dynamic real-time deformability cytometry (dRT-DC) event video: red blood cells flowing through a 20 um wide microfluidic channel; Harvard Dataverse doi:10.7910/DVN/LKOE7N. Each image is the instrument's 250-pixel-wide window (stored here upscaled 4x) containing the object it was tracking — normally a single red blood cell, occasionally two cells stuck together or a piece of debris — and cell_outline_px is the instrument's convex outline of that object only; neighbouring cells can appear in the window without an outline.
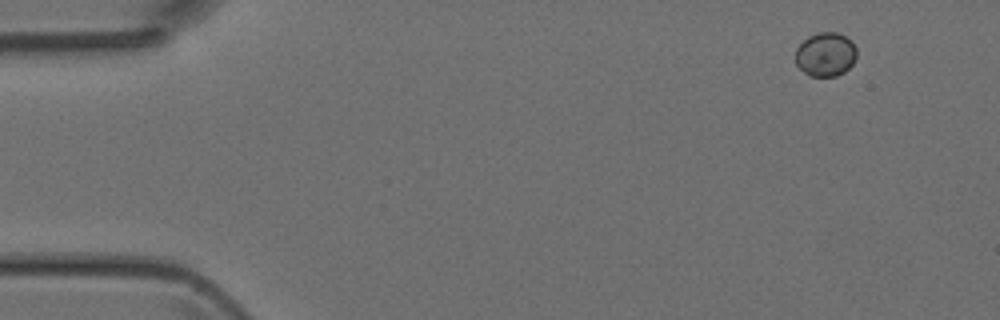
{"species": "Egyptian fruit bat (a non-hibernating species)", "species_latin": "Rousettus aegyptiacus", "temperature_condition": "room temperature", "stored_images_in_passage": 41, "camera_frame_rate_fps": 3000, "um_per_image_px": 0.085, "animal": {"sex": "female"}, "frame": {"image": 1, "passage_image": 1, "time_ms": 0.0, "image_size_px": [1000, 320], "cell_outline_px": [[856, 56], [852, 64], [844, 72], [836, 76], [808, 76], [796, 64], [796, 48], [808, 36], [820, 32], [836, 32], [852, 40], [856, 48]], "centroid_in_image_um": [70.17, 4.62], "position_along_channel_um": 14.8, "area_um2": 15.66}}
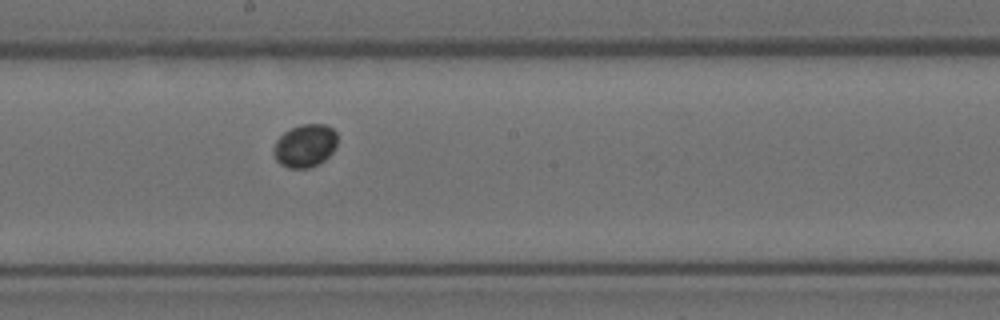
{"frame": {"image": 2, "passage_image": 23, "time_ms": 7.333, "image_size_px": [1000, 320], "cell_outline_px": [[336, 144], [332, 152], [324, 160], [308, 168], [288, 168], [280, 164], [276, 160], [272, 152], [276, 140], [284, 132], [300, 124], [324, 124], [332, 128], [336, 132]], "centroid_in_image_um": [25.9, 12.38], "position_along_channel_um": 222.3, "area_um2": 15.9}}
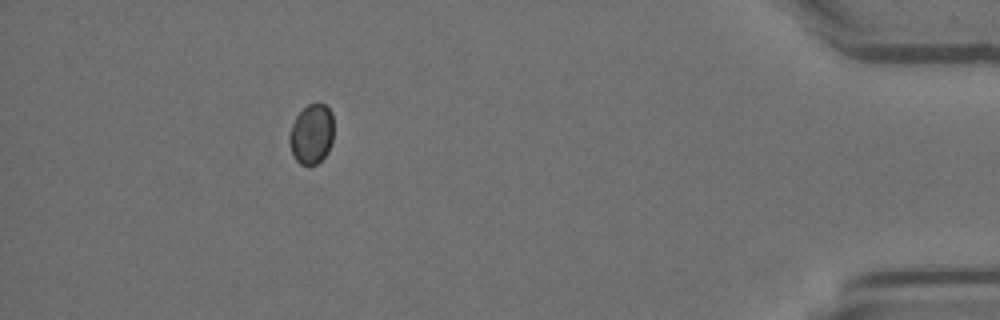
{"frame": {"image": 3, "passage_image": 40, "time_ms": 13.0, "image_size_px": [1000, 320], "cell_outline_px": [[332, 140], [328, 152], [316, 164], [308, 168], [300, 164], [296, 160], [292, 152], [288, 140], [288, 136], [292, 124], [296, 116], [308, 104], [324, 104], [332, 112]], "centroid_in_image_um": [26.46, 11.43], "position_along_channel_um": 408.7, "area_um2": 15.49}}